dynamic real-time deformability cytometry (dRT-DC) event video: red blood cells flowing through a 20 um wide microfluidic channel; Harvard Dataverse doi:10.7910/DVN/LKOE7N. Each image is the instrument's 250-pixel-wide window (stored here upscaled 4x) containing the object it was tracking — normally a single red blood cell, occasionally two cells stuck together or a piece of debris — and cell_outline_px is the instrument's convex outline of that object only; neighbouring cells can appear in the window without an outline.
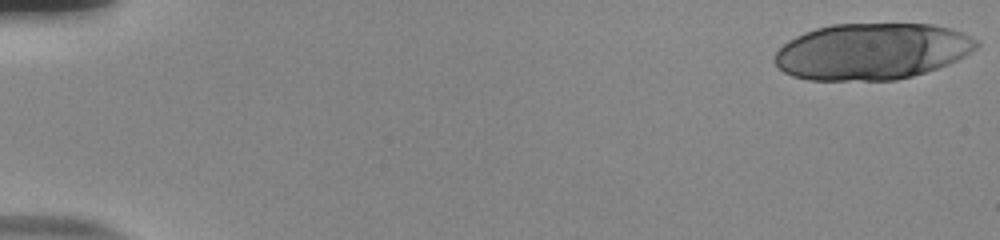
{"species": "human", "species_latin": "Homo sapiens", "temperature_condition": "room temperature", "stored_images_in_passage": 15, "camera_frame_rate_fps": 3000, "um_per_image_px": 0.085, "donor": {"sex": "male"}, "frame": {"image": 1, "passage_image": 1, "time_ms": 0.0, "image_size_px": [1000, 240], "cell_outline_px": [[980, 44], [976, 48], [964, 56], [948, 64], [912, 76], [896, 80], [808, 80], [792, 76], [784, 72], [776, 64], [776, 52], [788, 40], [804, 32], [816, 28], [832, 24], [932, 24], [952, 28], [976, 40]], "centroid_in_image_um": [74.1, 4.37], "position_along_channel_um": 10.9, "area_um2": 66.12}}